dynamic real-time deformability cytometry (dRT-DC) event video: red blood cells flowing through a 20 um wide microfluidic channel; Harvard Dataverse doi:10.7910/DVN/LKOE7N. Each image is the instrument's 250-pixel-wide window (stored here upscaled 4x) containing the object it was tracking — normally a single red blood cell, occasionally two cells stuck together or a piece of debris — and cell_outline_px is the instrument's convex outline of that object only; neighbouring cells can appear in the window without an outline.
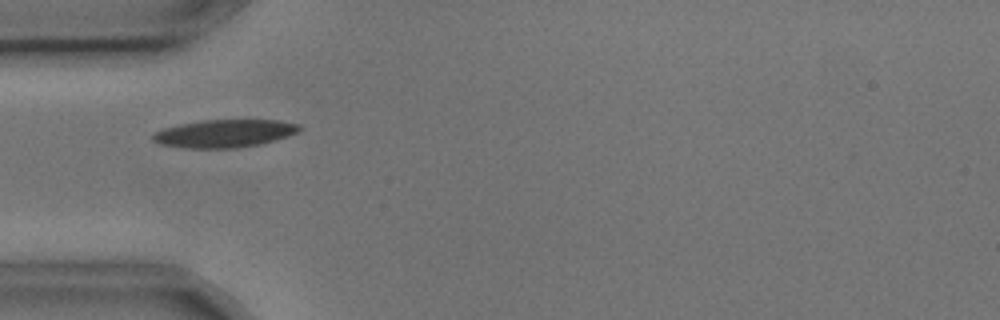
{"species": "common noctule bat (a hibernating species)", "species_latin": "Nyctalus noctula", "temperature_condition": "cold", "stored_images_in_passage": 7, "camera_frame_rate_fps": 3000, "um_per_image_px": 0.085, "animal": {"sex": "male", "body_mass_g": 17.9, "forearm_length_mm": 54.2}, "frame": {"image": 1, "passage_image": 4, "time_ms": 1.0, "image_size_px": [1000, 320], "cell_outline_px": [[300, 128], [296, 132], [288, 136], [260, 144], [236, 148], [188, 148], [160, 144], [152, 140], [152, 132], [160, 128], [200, 120], [276, 120], [300, 124]], "centroid_in_image_um": [19.01, 11.34], "position_along_channel_um": 66.0, "area_um2": 23.81}}
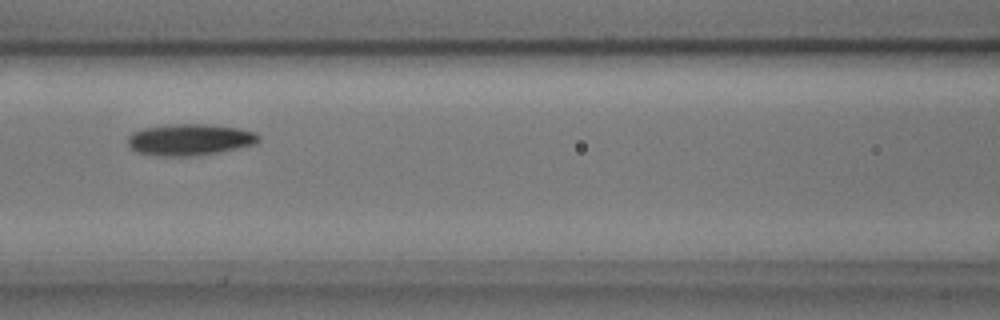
{"frame": {"image": 2, "passage_image": 6, "time_ms": 1.667, "image_size_px": [1000, 320], "cell_outline_px": [[260, 140], [256, 144], [216, 152], [192, 156], [156, 156], [136, 152], [128, 144], [128, 136], [132, 132], [144, 128], [168, 124], [204, 124], [236, 128], [256, 132], [260, 136]], "centroid_in_image_um": [16.11, 11.87], "position_along_channel_um": 150.5, "area_um2": 23.93}}
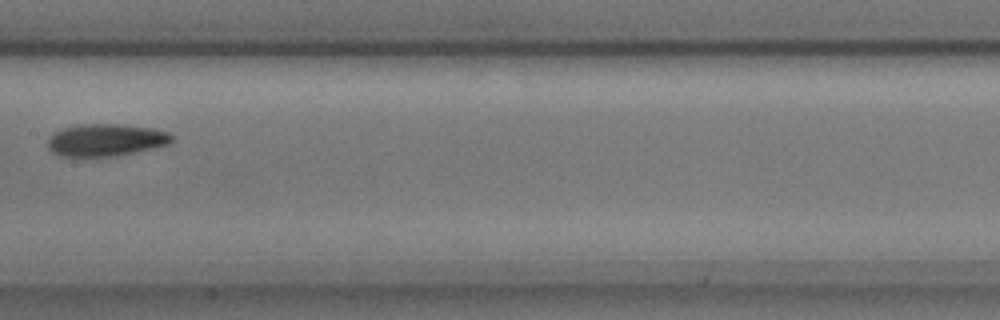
{"frame": {"image": 3, "passage_image": 7, "time_ms": 2.0, "image_size_px": [1000, 320], "cell_outline_px": [[176, 140], [168, 144], [116, 156], [60, 156], [52, 152], [48, 148], [48, 136], [52, 132], [60, 128], [76, 124], [120, 124], [152, 128], [168, 132]], "centroid_in_image_um": [8.94, 11.88], "position_along_channel_um": 198.5, "area_um2": 23.52}}